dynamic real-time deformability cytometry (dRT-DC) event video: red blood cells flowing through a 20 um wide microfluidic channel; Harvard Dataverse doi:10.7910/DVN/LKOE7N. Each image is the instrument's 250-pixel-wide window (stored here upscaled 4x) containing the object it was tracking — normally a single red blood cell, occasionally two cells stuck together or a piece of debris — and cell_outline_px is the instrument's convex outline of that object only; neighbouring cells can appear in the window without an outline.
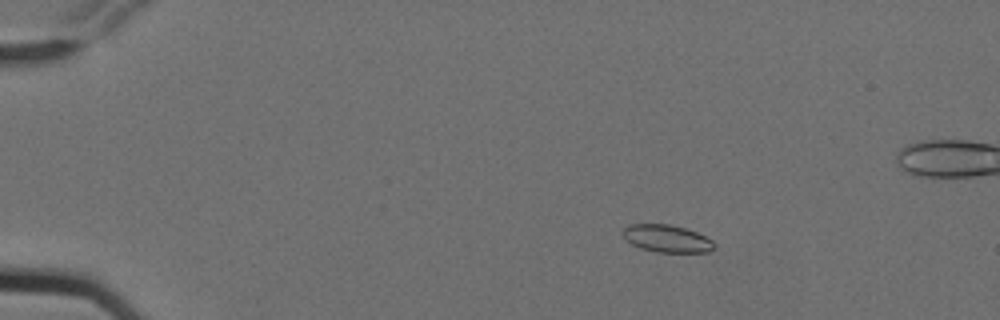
{"species": "Egyptian fruit bat (a non-hibernating species)", "species_latin": "Rousettus aegyptiacus", "temperature_condition": "cold", "stored_images_in_passage": 7, "camera_frame_rate_fps": 3000, "um_per_image_px": 0.085, "animal": {"sex": "female"}, "frame": {"image": 1, "passage_image": 4, "time_ms": 1.0, "image_size_px": [1000, 320], "cell_outline_px": [[716, 248], [708, 252], [656, 252], [640, 248], [632, 244], [624, 236], [624, 228], [628, 224], [668, 224], [684, 228], [696, 232], [712, 240], [716, 244]], "centroid_in_image_um": [56.72, 20.28], "position_along_channel_um": 28.3, "area_um2": 14.51}}